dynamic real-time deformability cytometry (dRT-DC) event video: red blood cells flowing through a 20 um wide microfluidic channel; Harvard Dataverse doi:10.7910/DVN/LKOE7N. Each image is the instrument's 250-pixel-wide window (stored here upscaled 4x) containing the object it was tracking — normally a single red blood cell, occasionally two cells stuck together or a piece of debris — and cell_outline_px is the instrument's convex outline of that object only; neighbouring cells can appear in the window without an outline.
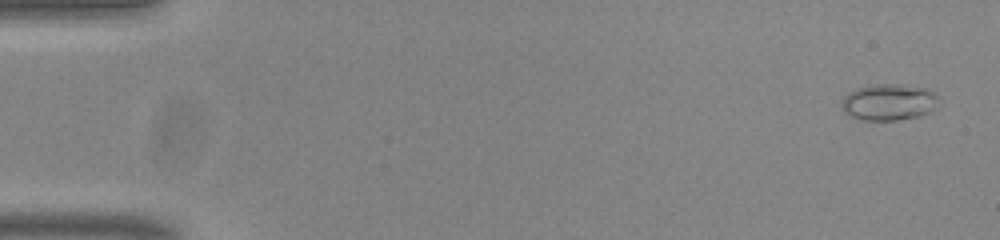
{"species": "common noctule bat (a hibernating species)", "species_latin": "Nyctalus noctula", "temperature_condition": "room temperature", "stored_images_in_passage": 53, "camera_frame_rate_fps": 3000, "um_per_image_px": 0.085, "animal": {"sex": "male", "body_mass_g": 20.0, "forearm_length_mm": 53.3}, "frame": {"image": 1, "passage_image": 3, "time_ms": 0.667, "image_size_px": [1000, 240], "cell_outline_px": [[936, 108], [920, 116], [896, 120], [864, 120], [852, 116], [844, 112], [840, 104], [840, 100], [848, 92], [856, 88], [872, 84], [896, 84], [928, 88], [936, 96]], "centroid_in_image_um": [75.5, 8.67], "position_along_channel_um": 9.5, "area_um2": 20.63}}
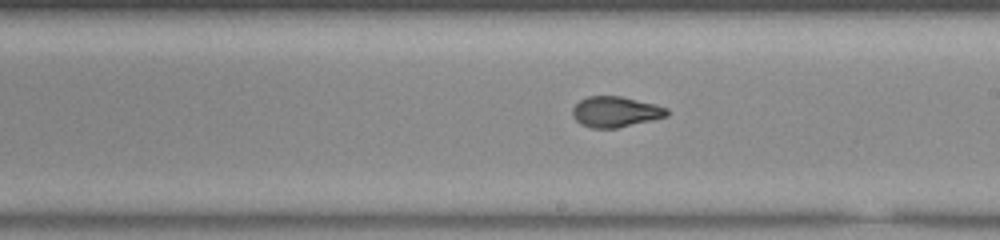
{"frame": {"image": 2, "passage_image": 32, "time_ms": 10.333, "image_size_px": [1000, 240], "cell_outline_px": [[668, 116], [652, 120], [616, 128], [592, 128], [580, 124], [572, 116], [572, 108], [580, 100], [588, 96], [620, 96], [656, 104], [668, 108]], "centroid_in_image_um": [52.31, 9.5], "position_along_channel_um": 236.7, "area_um2": 16.88}}
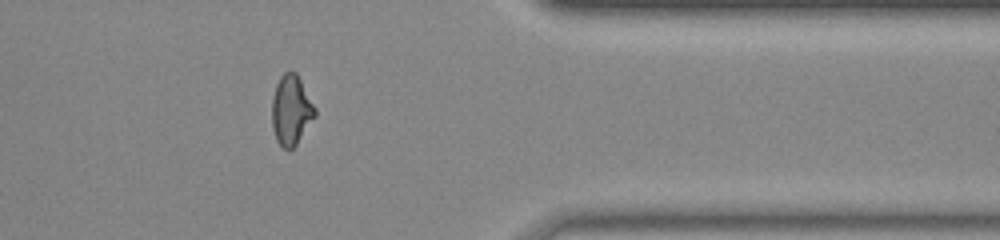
{"frame": {"image": 3, "passage_image": 45, "time_ms": 14.667, "image_size_px": [1000, 240], "cell_outline_px": [[316, 116], [296, 144], [292, 148], [284, 148], [276, 140], [272, 128], [272, 96], [276, 84], [280, 76], [284, 72], [296, 72], [316, 108]], "centroid_in_image_um": [24.74, 9.35], "position_along_channel_um": 386.7, "area_um2": 17.46}, "authors_computed_cell_mechanics": {"area_um2": 17.34, "velocity_mm_per_s": 3.8238, "shape_relaxation_time_tau1_ms": null, "shape_relaxation_time_tau2_ms": 1.058, "deformation_change_tau1": null, "deformation_change_tau2": 0.0544}}